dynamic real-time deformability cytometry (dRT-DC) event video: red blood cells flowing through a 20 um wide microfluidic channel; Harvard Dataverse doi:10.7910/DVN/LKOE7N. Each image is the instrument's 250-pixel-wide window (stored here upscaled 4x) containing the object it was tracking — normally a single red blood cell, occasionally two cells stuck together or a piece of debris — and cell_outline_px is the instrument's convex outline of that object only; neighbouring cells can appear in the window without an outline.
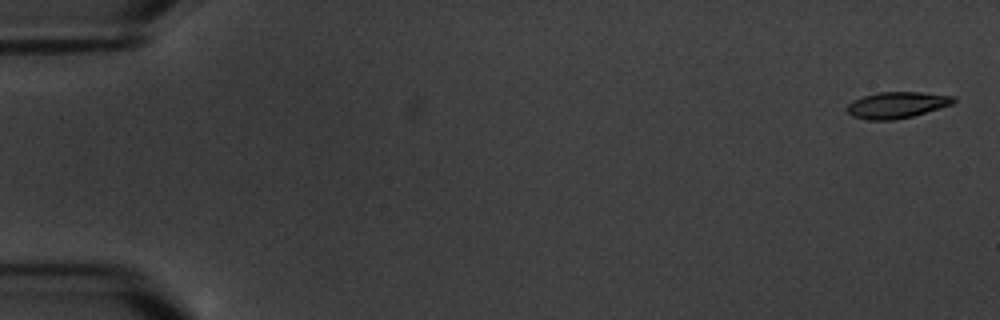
{"species": "common noctule bat (a hibernating species)", "species_latin": "Nyctalus noctula", "temperature_condition": "warm", "stored_images_in_passage": 6, "camera_frame_rate_fps": 3000, "um_per_image_px": 0.085, "animal": {"sex": "male", "body_mass_g": 20.1, "forearm_length_mm": 53.5}, "frame": {"image": 1, "passage_image": 1, "time_ms": 0.0, "image_size_px": [1000, 320], "cell_outline_px": [[956, 100], [952, 104], [912, 116], [892, 120], [868, 120], [852, 116], [844, 108], [852, 100], [864, 96], [880, 92], [920, 92], [956, 96]], "centroid_in_image_um": [76.2, 8.92], "position_along_channel_um": 8.8, "area_um2": 16.3}}
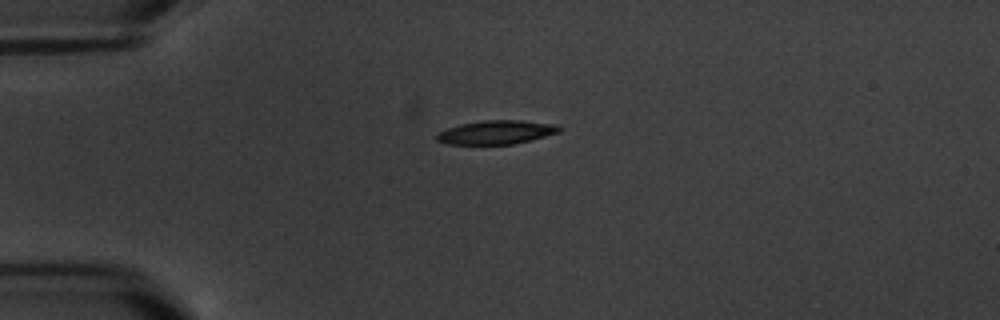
{"frame": {"image": 2, "passage_image": 5, "time_ms": 4.667, "image_size_px": [1000, 320], "cell_outline_px": [[564, 128], [560, 132], [532, 140], [512, 144], [448, 144], [436, 140], [436, 132], [460, 124], [484, 120], [520, 120], [556, 124]], "centroid_in_image_um": [42.21, 11.24], "position_along_channel_um": 42.8, "area_um2": 17.11}}